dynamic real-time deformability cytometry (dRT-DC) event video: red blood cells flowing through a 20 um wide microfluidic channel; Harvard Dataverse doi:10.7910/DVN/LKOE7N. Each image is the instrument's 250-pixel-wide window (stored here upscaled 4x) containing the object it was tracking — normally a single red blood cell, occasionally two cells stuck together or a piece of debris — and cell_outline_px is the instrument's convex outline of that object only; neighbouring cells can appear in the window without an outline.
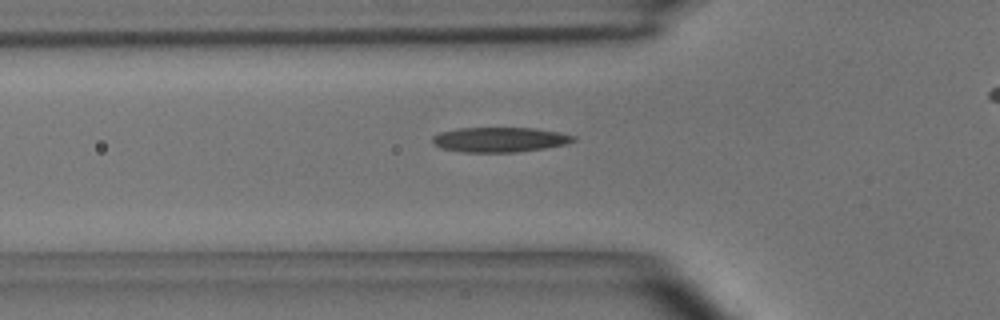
{"species": "common noctule bat (a hibernating species)", "species_latin": "Nyctalus noctula", "temperature_condition": "room temperature", "stored_images_in_passage": 35, "camera_frame_rate_fps": 3000, "um_per_image_px": 0.085, "animal": {"sex": "male", "body_mass_g": 15.6}, "frame": {"image": 1, "passage_image": 8, "time_ms": 2.333, "image_size_px": [1000, 320], "cell_outline_px": [[576, 140], [568, 144], [544, 148], [516, 152], [464, 152], [440, 148], [432, 140], [432, 136], [440, 132], [460, 128], [532, 128], [556, 132], [576, 136]], "centroid_in_image_um": [42.48, 11.87], "position_along_channel_um": 83.3, "area_um2": 20.29}}
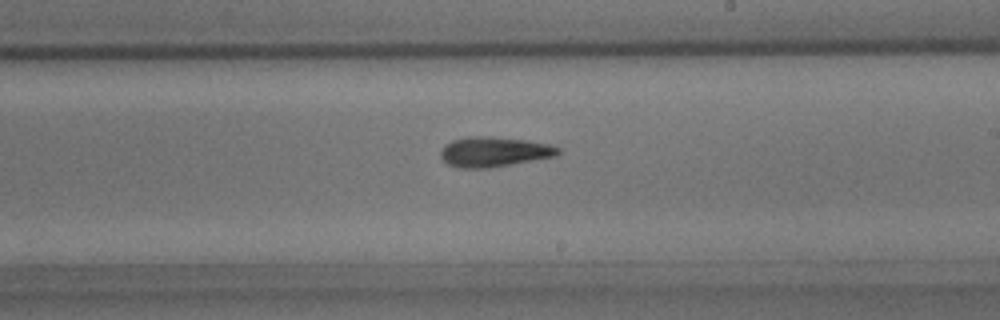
{"frame": {"image": 2, "passage_image": 20, "time_ms": 6.333, "image_size_px": [1000, 320], "cell_outline_px": [[560, 152], [556, 156], [512, 164], [488, 168], [456, 168], [448, 164], [440, 156], [440, 152], [444, 144], [452, 140], [464, 136], [488, 136], [528, 140], [552, 144], [560, 148]], "centroid_in_image_um": [41.98, 12.89], "position_along_channel_um": 247.0, "area_um2": 20.81}}
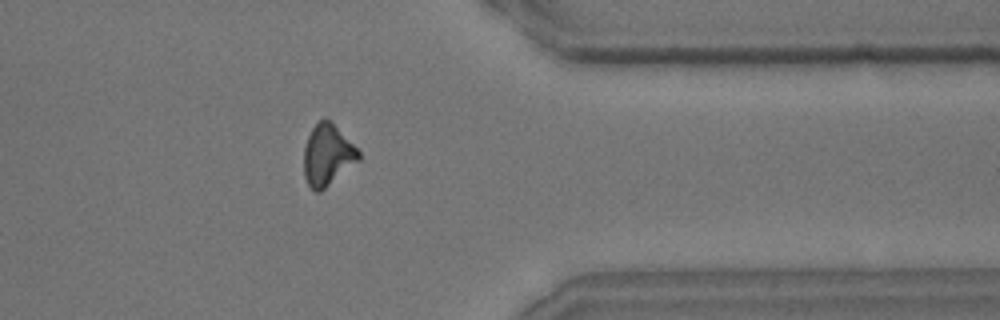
{"frame": {"image": 3, "passage_image": 31, "time_ms": 10.0, "image_size_px": [1000, 320], "cell_outline_px": [[360, 160], [320, 192], [316, 192], [308, 184], [304, 176], [304, 148], [308, 136], [312, 128], [324, 116], [360, 152]], "centroid_in_image_um": [27.82, 13.21], "position_along_channel_um": 383.6, "area_um2": 19.13}, "authors_computed_cell_mechanics": {"area_um2": 19.652, "velocity_mm_per_s": 4.0708, "shape_relaxation_time_tau1_ms": 7.7552, "shape_relaxation_time_tau2_ms": 7.0757, "deformation_change_tau1": 0.2094, "deformation_change_tau2": 0.2021}}